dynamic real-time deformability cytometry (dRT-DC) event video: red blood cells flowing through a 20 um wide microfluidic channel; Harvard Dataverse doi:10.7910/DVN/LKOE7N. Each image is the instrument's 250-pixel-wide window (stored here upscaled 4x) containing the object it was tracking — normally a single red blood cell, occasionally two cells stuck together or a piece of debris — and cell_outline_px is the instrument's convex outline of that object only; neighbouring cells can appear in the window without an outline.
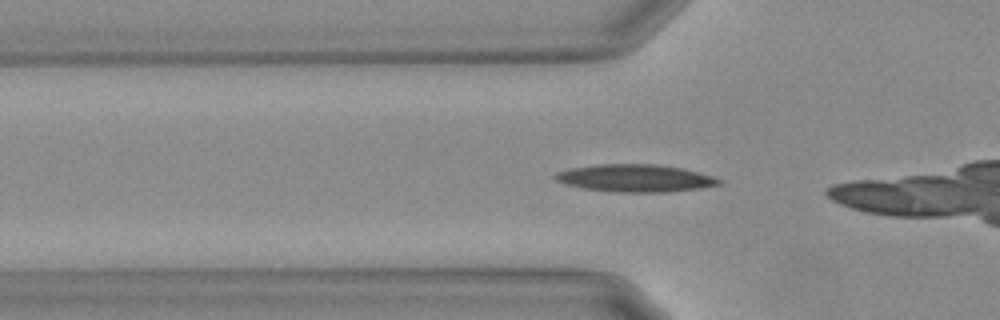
{"species": "Egyptian fruit bat (a non-hibernating species)", "species_latin": "Rousettus aegyptiacus", "temperature_condition": "warm", "stored_images_in_passage": 23, "camera_frame_rate_fps": 3000, "um_per_image_px": 0.085, "animal": {"sex": "female"}, "frame": {"image": 1, "passage_image": 7, "time_ms": 2.0, "image_size_px": [1000, 320], "cell_outline_px": [[720, 184], [700, 188], [668, 192], [616, 192], [584, 188], [564, 184], [556, 180], [552, 176], [556, 172], [572, 168], [596, 164], [656, 164], [684, 168], [712, 176], [720, 180]], "centroid_in_image_um": [53.96, 15.14], "position_along_channel_um": 71.8, "area_um2": 26.18}}